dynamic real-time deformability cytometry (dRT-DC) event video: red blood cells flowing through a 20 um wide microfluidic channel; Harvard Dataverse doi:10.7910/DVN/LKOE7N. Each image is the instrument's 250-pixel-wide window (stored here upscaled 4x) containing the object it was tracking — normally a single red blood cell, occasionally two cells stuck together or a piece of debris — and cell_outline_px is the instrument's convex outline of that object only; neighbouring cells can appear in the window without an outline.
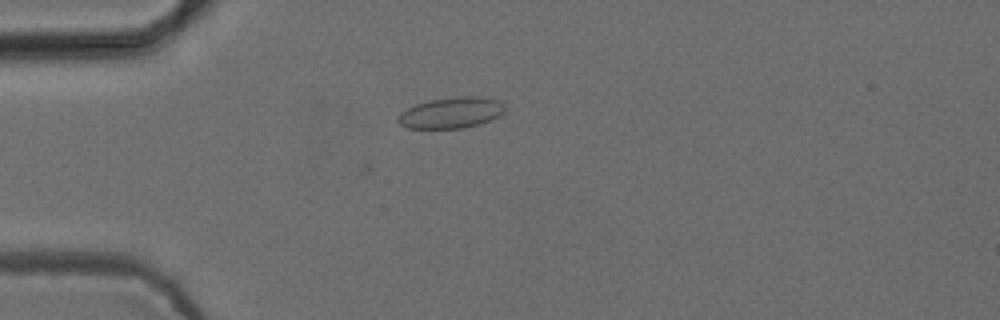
{"species": "common noctule bat (a hibernating species)", "species_latin": "Nyctalus noctula", "temperature_condition": "cold", "stored_images_in_passage": 42, "camera_frame_rate_fps": 3000, "um_per_image_px": 0.085, "animal": {"sex": "female", "body_mass_g": 24.6, "forearm_length_mm": 56.2}, "frame": {"image": 1, "passage_image": 3, "time_ms": 0.667, "image_size_px": [1000, 320], "cell_outline_px": [[504, 112], [480, 124], [464, 128], [408, 128], [400, 124], [396, 120], [396, 116], [400, 112], [416, 104], [428, 100], [460, 96], [476, 96], [496, 100], [504, 104]], "centroid_in_image_um": [38.29, 9.58], "position_along_channel_um": 46.7, "area_um2": 19.19}}
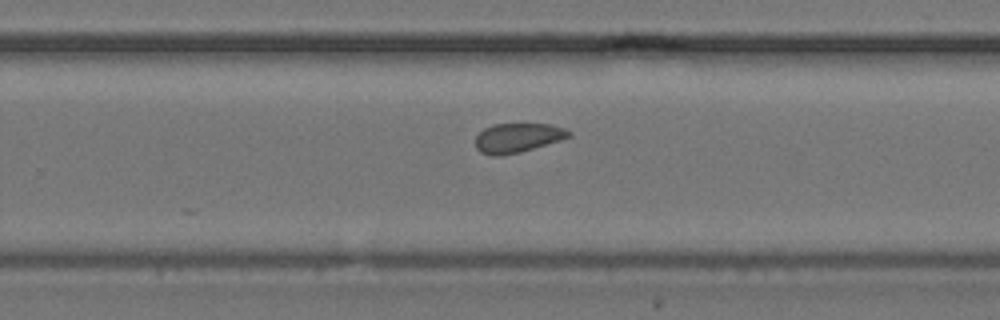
{"frame": {"image": 2, "passage_image": 23, "time_ms": 7.333, "image_size_px": [1000, 320], "cell_outline_px": [[572, 136], [560, 140], [520, 152], [500, 156], [492, 156], [480, 152], [476, 148], [476, 136], [484, 128], [492, 124], [548, 124], [564, 128], [572, 132]], "centroid_in_image_um": [43.99, 11.71], "position_along_channel_um": 285.8, "area_um2": 15.95}}
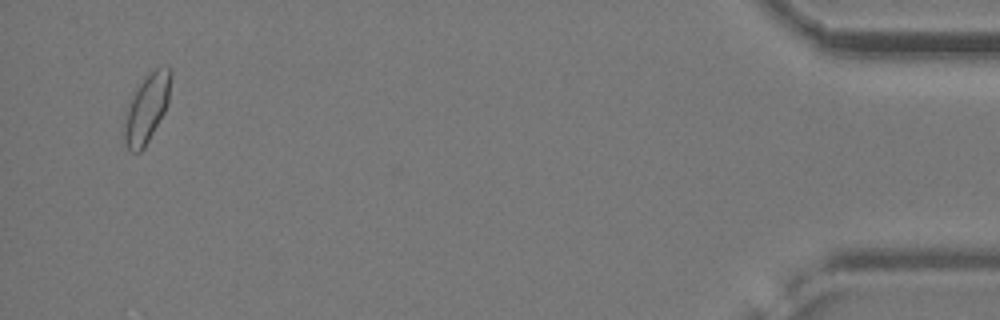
{"frame": {"image": 3, "passage_image": 40, "time_ms": 13.0, "image_size_px": [1000, 320], "cell_outline_px": [[172, 76], [168, 100], [164, 112], [144, 148], [140, 152], [132, 152], [128, 148], [124, 140], [124, 108], [132, 92], [144, 76], [156, 68], [172, 68]], "centroid_in_image_um": [12.43, 9.17], "position_along_channel_um": 422.8, "area_um2": 18.84}, "authors_computed_cell_mechanics": {"area_um2": 16.7331, "velocity_mm_per_s": 3.8536, "shape_relaxation_time_tau1_ms": null, "shape_relaxation_time_tau2_ms": 3.7426, "deformation_change_tau1": null, "deformation_change_tau2": 0.0733}}